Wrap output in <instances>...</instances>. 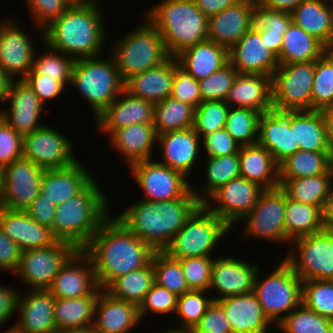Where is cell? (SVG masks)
<instances>
[{
	"label": "cell",
	"instance_id": "obj_26",
	"mask_svg": "<svg viewBox=\"0 0 333 333\" xmlns=\"http://www.w3.org/2000/svg\"><path fill=\"white\" fill-rule=\"evenodd\" d=\"M157 144L158 148H161V158H163V161L158 163L177 170L188 178L191 169L196 165L198 155L201 153L200 148H202L201 137L194 128L160 134Z\"/></svg>",
	"mask_w": 333,
	"mask_h": 333
},
{
	"label": "cell",
	"instance_id": "obj_69",
	"mask_svg": "<svg viewBox=\"0 0 333 333\" xmlns=\"http://www.w3.org/2000/svg\"><path fill=\"white\" fill-rule=\"evenodd\" d=\"M306 0H256L264 8L291 13Z\"/></svg>",
	"mask_w": 333,
	"mask_h": 333
},
{
	"label": "cell",
	"instance_id": "obj_55",
	"mask_svg": "<svg viewBox=\"0 0 333 333\" xmlns=\"http://www.w3.org/2000/svg\"><path fill=\"white\" fill-rule=\"evenodd\" d=\"M238 71L228 62L205 79L199 80L202 101H225Z\"/></svg>",
	"mask_w": 333,
	"mask_h": 333
},
{
	"label": "cell",
	"instance_id": "obj_77",
	"mask_svg": "<svg viewBox=\"0 0 333 333\" xmlns=\"http://www.w3.org/2000/svg\"><path fill=\"white\" fill-rule=\"evenodd\" d=\"M3 174H4V167L0 165V199L2 197V191H3Z\"/></svg>",
	"mask_w": 333,
	"mask_h": 333
},
{
	"label": "cell",
	"instance_id": "obj_16",
	"mask_svg": "<svg viewBox=\"0 0 333 333\" xmlns=\"http://www.w3.org/2000/svg\"><path fill=\"white\" fill-rule=\"evenodd\" d=\"M69 137L44 124L23 136V157L44 170L59 169L78 160Z\"/></svg>",
	"mask_w": 333,
	"mask_h": 333
},
{
	"label": "cell",
	"instance_id": "obj_44",
	"mask_svg": "<svg viewBox=\"0 0 333 333\" xmlns=\"http://www.w3.org/2000/svg\"><path fill=\"white\" fill-rule=\"evenodd\" d=\"M205 162V186L201 188V191L198 190L199 192L191 187L201 203H204L219 187L240 176L239 154L207 157Z\"/></svg>",
	"mask_w": 333,
	"mask_h": 333
},
{
	"label": "cell",
	"instance_id": "obj_76",
	"mask_svg": "<svg viewBox=\"0 0 333 333\" xmlns=\"http://www.w3.org/2000/svg\"><path fill=\"white\" fill-rule=\"evenodd\" d=\"M330 175H331V181L333 185V153H330L329 155V168H328Z\"/></svg>",
	"mask_w": 333,
	"mask_h": 333
},
{
	"label": "cell",
	"instance_id": "obj_39",
	"mask_svg": "<svg viewBox=\"0 0 333 333\" xmlns=\"http://www.w3.org/2000/svg\"><path fill=\"white\" fill-rule=\"evenodd\" d=\"M99 296L55 299L54 321L58 331L86 332L94 323L95 305Z\"/></svg>",
	"mask_w": 333,
	"mask_h": 333
},
{
	"label": "cell",
	"instance_id": "obj_80",
	"mask_svg": "<svg viewBox=\"0 0 333 333\" xmlns=\"http://www.w3.org/2000/svg\"><path fill=\"white\" fill-rule=\"evenodd\" d=\"M54 333H76V332H69V331H55Z\"/></svg>",
	"mask_w": 333,
	"mask_h": 333
},
{
	"label": "cell",
	"instance_id": "obj_23",
	"mask_svg": "<svg viewBox=\"0 0 333 333\" xmlns=\"http://www.w3.org/2000/svg\"><path fill=\"white\" fill-rule=\"evenodd\" d=\"M55 297L48 290H30L19 294L16 312L19 318L13 324L16 333H54Z\"/></svg>",
	"mask_w": 333,
	"mask_h": 333
},
{
	"label": "cell",
	"instance_id": "obj_25",
	"mask_svg": "<svg viewBox=\"0 0 333 333\" xmlns=\"http://www.w3.org/2000/svg\"><path fill=\"white\" fill-rule=\"evenodd\" d=\"M265 45L260 33L250 29L229 50V62L238 73L272 76L279 62Z\"/></svg>",
	"mask_w": 333,
	"mask_h": 333
},
{
	"label": "cell",
	"instance_id": "obj_7",
	"mask_svg": "<svg viewBox=\"0 0 333 333\" xmlns=\"http://www.w3.org/2000/svg\"><path fill=\"white\" fill-rule=\"evenodd\" d=\"M111 52L123 82L170 57L161 34L147 19L119 39Z\"/></svg>",
	"mask_w": 333,
	"mask_h": 333
},
{
	"label": "cell",
	"instance_id": "obj_4",
	"mask_svg": "<svg viewBox=\"0 0 333 333\" xmlns=\"http://www.w3.org/2000/svg\"><path fill=\"white\" fill-rule=\"evenodd\" d=\"M94 178L79 194L56 205L51 231L58 241L83 250L110 216L108 198Z\"/></svg>",
	"mask_w": 333,
	"mask_h": 333
},
{
	"label": "cell",
	"instance_id": "obj_61",
	"mask_svg": "<svg viewBox=\"0 0 333 333\" xmlns=\"http://www.w3.org/2000/svg\"><path fill=\"white\" fill-rule=\"evenodd\" d=\"M189 332L232 333V326L223 307L217 301H212L205 314Z\"/></svg>",
	"mask_w": 333,
	"mask_h": 333
},
{
	"label": "cell",
	"instance_id": "obj_29",
	"mask_svg": "<svg viewBox=\"0 0 333 333\" xmlns=\"http://www.w3.org/2000/svg\"><path fill=\"white\" fill-rule=\"evenodd\" d=\"M84 165L78 159L70 166L45 170L40 193L55 205L62 204L79 194L95 178Z\"/></svg>",
	"mask_w": 333,
	"mask_h": 333
},
{
	"label": "cell",
	"instance_id": "obj_46",
	"mask_svg": "<svg viewBox=\"0 0 333 333\" xmlns=\"http://www.w3.org/2000/svg\"><path fill=\"white\" fill-rule=\"evenodd\" d=\"M330 152L298 150L279 164V179H298L325 174Z\"/></svg>",
	"mask_w": 333,
	"mask_h": 333
},
{
	"label": "cell",
	"instance_id": "obj_48",
	"mask_svg": "<svg viewBox=\"0 0 333 333\" xmlns=\"http://www.w3.org/2000/svg\"><path fill=\"white\" fill-rule=\"evenodd\" d=\"M276 328L283 331L282 333H333V320L321 316L301 304Z\"/></svg>",
	"mask_w": 333,
	"mask_h": 333
},
{
	"label": "cell",
	"instance_id": "obj_57",
	"mask_svg": "<svg viewBox=\"0 0 333 333\" xmlns=\"http://www.w3.org/2000/svg\"><path fill=\"white\" fill-rule=\"evenodd\" d=\"M178 296L163 286L154 283L139 305V316L143 320L146 314H175Z\"/></svg>",
	"mask_w": 333,
	"mask_h": 333
},
{
	"label": "cell",
	"instance_id": "obj_71",
	"mask_svg": "<svg viewBox=\"0 0 333 333\" xmlns=\"http://www.w3.org/2000/svg\"><path fill=\"white\" fill-rule=\"evenodd\" d=\"M323 115L330 153H333V106L320 110Z\"/></svg>",
	"mask_w": 333,
	"mask_h": 333
},
{
	"label": "cell",
	"instance_id": "obj_50",
	"mask_svg": "<svg viewBox=\"0 0 333 333\" xmlns=\"http://www.w3.org/2000/svg\"><path fill=\"white\" fill-rule=\"evenodd\" d=\"M151 261L155 274V283L165 287L177 296L190 291L178 260L171 259L164 252H155Z\"/></svg>",
	"mask_w": 333,
	"mask_h": 333
},
{
	"label": "cell",
	"instance_id": "obj_78",
	"mask_svg": "<svg viewBox=\"0 0 333 333\" xmlns=\"http://www.w3.org/2000/svg\"><path fill=\"white\" fill-rule=\"evenodd\" d=\"M94 0H68L71 4H83V3H88Z\"/></svg>",
	"mask_w": 333,
	"mask_h": 333
},
{
	"label": "cell",
	"instance_id": "obj_30",
	"mask_svg": "<svg viewBox=\"0 0 333 333\" xmlns=\"http://www.w3.org/2000/svg\"><path fill=\"white\" fill-rule=\"evenodd\" d=\"M141 319L137 305L115 299L104 290L95 305L94 333H128Z\"/></svg>",
	"mask_w": 333,
	"mask_h": 333
},
{
	"label": "cell",
	"instance_id": "obj_56",
	"mask_svg": "<svg viewBox=\"0 0 333 333\" xmlns=\"http://www.w3.org/2000/svg\"><path fill=\"white\" fill-rule=\"evenodd\" d=\"M178 261L190 290L209 291L214 262L212 256L190 257Z\"/></svg>",
	"mask_w": 333,
	"mask_h": 333
},
{
	"label": "cell",
	"instance_id": "obj_60",
	"mask_svg": "<svg viewBox=\"0 0 333 333\" xmlns=\"http://www.w3.org/2000/svg\"><path fill=\"white\" fill-rule=\"evenodd\" d=\"M171 96L175 100L187 103L195 109L202 102L199 90V81L181 69L176 58L175 76L173 79Z\"/></svg>",
	"mask_w": 333,
	"mask_h": 333
},
{
	"label": "cell",
	"instance_id": "obj_36",
	"mask_svg": "<svg viewBox=\"0 0 333 333\" xmlns=\"http://www.w3.org/2000/svg\"><path fill=\"white\" fill-rule=\"evenodd\" d=\"M240 176L259 184L264 189L280 186L279 164L259 143L244 145L239 150Z\"/></svg>",
	"mask_w": 333,
	"mask_h": 333
},
{
	"label": "cell",
	"instance_id": "obj_72",
	"mask_svg": "<svg viewBox=\"0 0 333 333\" xmlns=\"http://www.w3.org/2000/svg\"><path fill=\"white\" fill-rule=\"evenodd\" d=\"M14 80L0 66V103L6 101L10 87Z\"/></svg>",
	"mask_w": 333,
	"mask_h": 333
},
{
	"label": "cell",
	"instance_id": "obj_1",
	"mask_svg": "<svg viewBox=\"0 0 333 333\" xmlns=\"http://www.w3.org/2000/svg\"><path fill=\"white\" fill-rule=\"evenodd\" d=\"M108 216L83 251L91 258L99 287L146 267L155 251L135 236L119 219Z\"/></svg>",
	"mask_w": 333,
	"mask_h": 333
},
{
	"label": "cell",
	"instance_id": "obj_22",
	"mask_svg": "<svg viewBox=\"0 0 333 333\" xmlns=\"http://www.w3.org/2000/svg\"><path fill=\"white\" fill-rule=\"evenodd\" d=\"M154 106V103L123 90L95 119L96 128L110 137L117 129L129 125L154 124Z\"/></svg>",
	"mask_w": 333,
	"mask_h": 333
},
{
	"label": "cell",
	"instance_id": "obj_6",
	"mask_svg": "<svg viewBox=\"0 0 333 333\" xmlns=\"http://www.w3.org/2000/svg\"><path fill=\"white\" fill-rule=\"evenodd\" d=\"M76 59L70 84L89 102L96 119L124 90L113 56Z\"/></svg>",
	"mask_w": 333,
	"mask_h": 333
},
{
	"label": "cell",
	"instance_id": "obj_13",
	"mask_svg": "<svg viewBox=\"0 0 333 333\" xmlns=\"http://www.w3.org/2000/svg\"><path fill=\"white\" fill-rule=\"evenodd\" d=\"M286 192L279 186L274 189H265L258 199L255 207L246 214L241 221L245 223V236L276 242L275 244L290 240L285 231Z\"/></svg>",
	"mask_w": 333,
	"mask_h": 333
},
{
	"label": "cell",
	"instance_id": "obj_28",
	"mask_svg": "<svg viewBox=\"0 0 333 333\" xmlns=\"http://www.w3.org/2000/svg\"><path fill=\"white\" fill-rule=\"evenodd\" d=\"M256 0H241L208 17V40L230 50L250 30Z\"/></svg>",
	"mask_w": 333,
	"mask_h": 333
},
{
	"label": "cell",
	"instance_id": "obj_15",
	"mask_svg": "<svg viewBox=\"0 0 333 333\" xmlns=\"http://www.w3.org/2000/svg\"><path fill=\"white\" fill-rule=\"evenodd\" d=\"M264 190L259 184L239 176L219 187L202 204L232 228L255 207ZM212 203L216 205L214 208Z\"/></svg>",
	"mask_w": 333,
	"mask_h": 333
},
{
	"label": "cell",
	"instance_id": "obj_2",
	"mask_svg": "<svg viewBox=\"0 0 333 333\" xmlns=\"http://www.w3.org/2000/svg\"><path fill=\"white\" fill-rule=\"evenodd\" d=\"M201 204L191 188L182 198L169 201L139 199L115 217L155 252H163Z\"/></svg>",
	"mask_w": 333,
	"mask_h": 333
},
{
	"label": "cell",
	"instance_id": "obj_79",
	"mask_svg": "<svg viewBox=\"0 0 333 333\" xmlns=\"http://www.w3.org/2000/svg\"><path fill=\"white\" fill-rule=\"evenodd\" d=\"M12 328L13 327H10L7 331H4L3 333H16Z\"/></svg>",
	"mask_w": 333,
	"mask_h": 333
},
{
	"label": "cell",
	"instance_id": "obj_12",
	"mask_svg": "<svg viewBox=\"0 0 333 333\" xmlns=\"http://www.w3.org/2000/svg\"><path fill=\"white\" fill-rule=\"evenodd\" d=\"M77 251L74 245L58 240L49 247L25 250L14 274L29 290H48L60 269Z\"/></svg>",
	"mask_w": 333,
	"mask_h": 333
},
{
	"label": "cell",
	"instance_id": "obj_10",
	"mask_svg": "<svg viewBox=\"0 0 333 333\" xmlns=\"http://www.w3.org/2000/svg\"><path fill=\"white\" fill-rule=\"evenodd\" d=\"M291 243L296 248L289 247L284 259L302 281L333 280V232L323 230Z\"/></svg>",
	"mask_w": 333,
	"mask_h": 333
},
{
	"label": "cell",
	"instance_id": "obj_42",
	"mask_svg": "<svg viewBox=\"0 0 333 333\" xmlns=\"http://www.w3.org/2000/svg\"><path fill=\"white\" fill-rule=\"evenodd\" d=\"M280 187L290 199L324 210L326 201L333 189L329 170L325 174L298 179H279Z\"/></svg>",
	"mask_w": 333,
	"mask_h": 333
},
{
	"label": "cell",
	"instance_id": "obj_5",
	"mask_svg": "<svg viewBox=\"0 0 333 333\" xmlns=\"http://www.w3.org/2000/svg\"><path fill=\"white\" fill-rule=\"evenodd\" d=\"M146 13V19L161 34L172 57L208 40V17L193 0H163Z\"/></svg>",
	"mask_w": 333,
	"mask_h": 333
},
{
	"label": "cell",
	"instance_id": "obj_31",
	"mask_svg": "<svg viewBox=\"0 0 333 333\" xmlns=\"http://www.w3.org/2000/svg\"><path fill=\"white\" fill-rule=\"evenodd\" d=\"M232 326V333H267L274 326L265 316L257 296L250 293L229 296L217 301Z\"/></svg>",
	"mask_w": 333,
	"mask_h": 333
},
{
	"label": "cell",
	"instance_id": "obj_38",
	"mask_svg": "<svg viewBox=\"0 0 333 333\" xmlns=\"http://www.w3.org/2000/svg\"><path fill=\"white\" fill-rule=\"evenodd\" d=\"M295 146L311 152H330L323 115L318 110H291Z\"/></svg>",
	"mask_w": 333,
	"mask_h": 333
},
{
	"label": "cell",
	"instance_id": "obj_35",
	"mask_svg": "<svg viewBox=\"0 0 333 333\" xmlns=\"http://www.w3.org/2000/svg\"><path fill=\"white\" fill-rule=\"evenodd\" d=\"M178 65L196 80H202L229 62V50L213 41L197 43L175 56Z\"/></svg>",
	"mask_w": 333,
	"mask_h": 333
},
{
	"label": "cell",
	"instance_id": "obj_43",
	"mask_svg": "<svg viewBox=\"0 0 333 333\" xmlns=\"http://www.w3.org/2000/svg\"><path fill=\"white\" fill-rule=\"evenodd\" d=\"M154 283L155 274L151 261L146 267L117 277L104 291L115 299L130 302L139 307Z\"/></svg>",
	"mask_w": 333,
	"mask_h": 333
},
{
	"label": "cell",
	"instance_id": "obj_51",
	"mask_svg": "<svg viewBox=\"0 0 333 333\" xmlns=\"http://www.w3.org/2000/svg\"><path fill=\"white\" fill-rule=\"evenodd\" d=\"M333 106V56L323 53L315 61L312 110Z\"/></svg>",
	"mask_w": 333,
	"mask_h": 333
},
{
	"label": "cell",
	"instance_id": "obj_17",
	"mask_svg": "<svg viewBox=\"0 0 333 333\" xmlns=\"http://www.w3.org/2000/svg\"><path fill=\"white\" fill-rule=\"evenodd\" d=\"M44 171L25 157L4 166L0 207L25 211L39 195Z\"/></svg>",
	"mask_w": 333,
	"mask_h": 333
},
{
	"label": "cell",
	"instance_id": "obj_27",
	"mask_svg": "<svg viewBox=\"0 0 333 333\" xmlns=\"http://www.w3.org/2000/svg\"><path fill=\"white\" fill-rule=\"evenodd\" d=\"M0 227L22 251L49 247L57 241L50 227L37 223L22 210L0 207Z\"/></svg>",
	"mask_w": 333,
	"mask_h": 333
},
{
	"label": "cell",
	"instance_id": "obj_49",
	"mask_svg": "<svg viewBox=\"0 0 333 333\" xmlns=\"http://www.w3.org/2000/svg\"><path fill=\"white\" fill-rule=\"evenodd\" d=\"M260 115L250 108L230 107L225 129L241 146L258 143Z\"/></svg>",
	"mask_w": 333,
	"mask_h": 333
},
{
	"label": "cell",
	"instance_id": "obj_33",
	"mask_svg": "<svg viewBox=\"0 0 333 333\" xmlns=\"http://www.w3.org/2000/svg\"><path fill=\"white\" fill-rule=\"evenodd\" d=\"M174 76L175 57L170 56L162 64L127 79L124 90L156 104L171 96Z\"/></svg>",
	"mask_w": 333,
	"mask_h": 333
},
{
	"label": "cell",
	"instance_id": "obj_8",
	"mask_svg": "<svg viewBox=\"0 0 333 333\" xmlns=\"http://www.w3.org/2000/svg\"><path fill=\"white\" fill-rule=\"evenodd\" d=\"M258 272L260 268L255 277L253 292L265 316L276 327L302 304L303 281L285 259L263 280Z\"/></svg>",
	"mask_w": 333,
	"mask_h": 333
},
{
	"label": "cell",
	"instance_id": "obj_70",
	"mask_svg": "<svg viewBox=\"0 0 333 333\" xmlns=\"http://www.w3.org/2000/svg\"><path fill=\"white\" fill-rule=\"evenodd\" d=\"M261 39L266 43V47L274 53L277 57L280 54L281 45L283 41V35L281 32L270 31L265 29L264 31L259 32Z\"/></svg>",
	"mask_w": 333,
	"mask_h": 333
},
{
	"label": "cell",
	"instance_id": "obj_54",
	"mask_svg": "<svg viewBox=\"0 0 333 333\" xmlns=\"http://www.w3.org/2000/svg\"><path fill=\"white\" fill-rule=\"evenodd\" d=\"M229 108L225 101H202L195 109V132L202 138L225 128Z\"/></svg>",
	"mask_w": 333,
	"mask_h": 333
},
{
	"label": "cell",
	"instance_id": "obj_52",
	"mask_svg": "<svg viewBox=\"0 0 333 333\" xmlns=\"http://www.w3.org/2000/svg\"><path fill=\"white\" fill-rule=\"evenodd\" d=\"M208 291L190 290L178 296L175 319L178 320V328L190 331L200 318L205 314L213 299ZM181 325V326H180Z\"/></svg>",
	"mask_w": 333,
	"mask_h": 333
},
{
	"label": "cell",
	"instance_id": "obj_66",
	"mask_svg": "<svg viewBox=\"0 0 333 333\" xmlns=\"http://www.w3.org/2000/svg\"><path fill=\"white\" fill-rule=\"evenodd\" d=\"M25 211L37 223L51 228L55 217L56 205L44 198V195L39 192V195Z\"/></svg>",
	"mask_w": 333,
	"mask_h": 333
},
{
	"label": "cell",
	"instance_id": "obj_59",
	"mask_svg": "<svg viewBox=\"0 0 333 333\" xmlns=\"http://www.w3.org/2000/svg\"><path fill=\"white\" fill-rule=\"evenodd\" d=\"M29 8L33 23L41 30L43 40V29L54 19L59 18L71 5L68 0H25Z\"/></svg>",
	"mask_w": 333,
	"mask_h": 333
},
{
	"label": "cell",
	"instance_id": "obj_47",
	"mask_svg": "<svg viewBox=\"0 0 333 333\" xmlns=\"http://www.w3.org/2000/svg\"><path fill=\"white\" fill-rule=\"evenodd\" d=\"M43 45H45V53L36 57L35 52L32 69L28 74H41L44 78H54L61 82L65 87L68 84L70 85L75 59L50 48L44 42Z\"/></svg>",
	"mask_w": 333,
	"mask_h": 333
},
{
	"label": "cell",
	"instance_id": "obj_3",
	"mask_svg": "<svg viewBox=\"0 0 333 333\" xmlns=\"http://www.w3.org/2000/svg\"><path fill=\"white\" fill-rule=\"evenodd\" d=\"M98 1L71 4L43 29L42 42L75 60L100 56L107 43L104 14L97 5Z\"/></svg>",
	"mask_w": 333,
	"mask_h": 333
},
{
	"label": "cell",
	"instance_id": "obj_41",
	"mask_svg": "<svg viewBox=\"0 0 333 333\" xmlns=\"http://www.w3.org/2000/svg\"><path fill=\"white\" fill-rule=\"evenodd\" d=\"M286 237L292 241L325 230L323 209L290 199L286 194Z\"/></svg>",
	"mask_w": 333,
	"mask_h": 333
},
{
	"label": "cell",
	"instance_id": "obj_34",
	"mask_svg": "<svg viewBox=\"0 0 333 333\" xmlns=\"http://www.w3.org/2000/svg\"><path fill=\"white\" fill-rule=\"evenodd\" d=\"M158 135L154 124H133L117 129L110 137V145L128 163L151 160Z\"/></svg>",
	"mask_w": 333,
	"mask_h": 333
},
{
	"label": "cell",
	"instance_id": "obj_18",
	"mask_svg": "<svg viewBox=\"0 0 333 333\" xmlns=\"http://www.w3.org/2000/svg\"><path fill=\"white\" fill-rule=\"evenodd\" d=\"M48 291L55 299L99 296L103 291L97 282L91 258L78 250L60 269Z\"/></svg>",
	"mask_w": 333,
	"mask_h": 333
},
{
	"label": "cell",
	"instance_id": "obj_58",
	"mask_svg": "<svg viewBox=\"0 0 333 333\" xmlns=\"http://www.w3.org/2000/svg\"><path fill=\"white\" fill-rule=\"evenodd\" d=\"M291 22V13L264 8L255 2L251 13L250 29L254 32L269 29L284 35Z\"/></svg>",
	"mask_w": 333,
	"mask_h": 333
},
{
	"label": "cell",
	"instance_id": "obj_14",
	"mask_svg": "<svg viewBox=\"0 0 333 333\" xmlns=\"http://www.w3.org/2000/svg\"><path fill=\"white\" fill-rule=\"evenodd\" d=\"M128 168L144 193L141 199L146 201L162 202L182 198L192 187L181 172L152 159L133 163Z\"/></svg>",
	"mask_w": 333,
	"mask_h": 333
},
{
	"label": "cell",
	"instance_id": "obj_73",
	"mask_svg": "<svg viewBox=\"0 0 333 333\" xmlns=\"http://www.w3.org/2000/svg\"><path fill=\"white\" fill-rule=\"evenodd\" d=\"M323 213L325 230L333 232V189L326 201Z\"/></svg>",
	"mask_w": 333,
	"mask_h": 333
},
{
	"label": "cell",
	"instance_id": "obj_67",
	"mask_svg": "<svg viewBox=\"0 0 333 333\" xmlns=\"http://www.w3.org/2000/svg\"><path fill=\"white\" fill-rule=\"evenodd\" d=\"M19 291L0 284V327L16 312Z\"/></svg>",
	"mask_w": 333,
	"mask_h": 333
},
{
	"label": "cell",
	"instance_id": "obj_19",
	"mask_svg": "<svg viewBox=\"0 0 333 333\" xmlns=\"http://www.w3.org/2000/svg\"><path fill=\"white\" fill-rule=\"evenodd\" d=\"M18 24L15 19L0 20V66L13 80L27 76L36 52L32 38Z\"/></svg>",
	"mask_w": 333,
	"mask_h": 333
},
{
	"label": "cell",
	"instance_id": "obj_53",
	"mask_svg": "<svg viewBox=\"0 0 333 333\" xmlns=\"http://www.w3.org/2000/svg\"><path fill=\"white\" fill-rule=\"evenodd\" d=\"M302 304L333 320V280H308L302 283Z\"/></svg>",
	"mask_w": 333,
	"mask_h": 333
},
{
	"label": "cell",
	"instance_id": "obj_40",
	"mask_svg": "<svg viewBox=\"0 0 333 333\" xmlns=\"http://www.w3.org/2000/svg\"><path fill=\"white\" fill-rule=\"evenodd\" d=\"M325 52V46L293 22L283 35L279 64L316 61Z\"/></svg>",
	"mask_w": 333,
	"mask_h": 333
},
{
	"label": "cell",
	"instance_id": "obj_75",
	"mask_svg": "<svg viewBox=\"0 0 333 333\" xmlns=\"http://www.w3.org/2000/svg\"><path fill=\"white\" fill-rule=\"evenodd\" d=\"M168 330H163L162 332H159V333H190L188 330H184V329H180V328H172V329H169L167 328Z\"/></svg>",
	"mask_w": 333,
	"mask_h": 333
},
{
	"label": "cell",
	"instance_id": "obj_11",
	"mask_svg": "<svg viewBox=\"0 0 333 333\" xmlns=\"http://www.w3.org/2000/svg\"><path fill=\"white\" fill-rule=\"evenodd\" d=\"M315 61L279 64L272 75L273 107L281 110H312Z\"/></svg>",
	"mask_w": 333,
	"mask_h": 333
},
{
	"label": "cell",
	"instance_id": "obj_21",
	"mask_svg": "<svg viewBox=\"0 0 333 333\" xmlns=\"http://www.w3.org/2000/svg\"><path fill=\"white\" fill-rule=\"evenodd\" d=\"M9 109L0 110V116L17 133L25 136L43 127L41 113L44 105L24 80H14L6 101Z\"/></svg>",
	"mask_w": 333,
	"mask_h": 333
},
{
	"label": "cell",
	"instance_id": "obj_45",
	"mask_svg": "<svg viewBox=\"0 0 333 333\" xmlns=\"http://www.w3.org/2000/svg\"><path fill=\"white\" fill-rule=\"evenodd\" d=\"M195 108L168 96L154 106V127L157 135L193 128Z\"/></svg>",
	"mask_w": 333,
	"mask_h": 333
},
{
	"label": "cell",
	"instance_id": "obj_68",
	"mask_svg": "<svg viewBox=\"0 0 333 333\" xmlns=\"http://www.w3.org/2000/svg\"><path fill=\"white\" fill-rule=\"evenodd\" d=\"M195 5L201 10L206 16L210 17L222 10L236 4L241 0H193Z\"/></svg>",
	"mask_w": 333,
	"mask_h": 333
},
{
	"label": "cell",
	"instance_id": "obj_65",
	"mask_svg": "<svg viewBox=\"0 0 333 333\" xmlns=\"http://www.w3.org/2000/svg\"><path fill=\"white\" fill-rule=\"evenodd\" d=\"M22 252L21 248L7 237L0 227V270L14 274L18 270Z\"/></svg>",
	"mask_w": 333,
	"mask_h": 333
},
{
	"label": "cell",
	"instance_id": "obj_62",
	"mask_svg": "<svg viewBox=\"0 0 333 333\" xmlns=\"http://www.w3.org/2000/svg\"><path fill=\"white\" fill-rule=\"evenodd\" d=\"M21 157H23V136L0 116V165L4 167Z\"/></svg>",
	"mask_w": 333,
	"mask_h": 333
},
{
	"label": "cell",
	"instance_id": "obj_9",
	"mask_svg": "<svg viewBox=\"0 0 333 333\" xmlns=\"http://www.w3.org/2000/svg\"><path fill=\"white\" fill-rule=\"evenodd\" d=\"M229 229L222 219L201 204L163 252L174 260L211 256Z\"/></svg>",
	"mask_w": 333,
	"mask_h": 333
},
{
	"label": "cell",
	"instance_id": "obj_64",
	"mask_svg": "<svg viewBox=\"0 0 333 333\" xmlns=\"http://www.w3.org/2000/svg\"><path fill=\"white\" fill-rule=\"evenodd\" d=\"M38 96L43 105L49 100L58 98L67 88L54 78H44L41 74H27L23 79Z\"/></svg>",
	"mask_w": 333,
	"mask_h": 333
},
{
	"label": "cell",
	"instance_id": "obj_32",
	"mask_svg": "<svg viewBox=\"0 0 333 333\" xmlns=\"http://www.w3.org/2000/svg\"><path fill=\"white\" fill-rule=\"evenodd\" d=\"M225 102L230 107L250 108L260 114L273 107L272 76L238 73Z\"/></svg>",
	"mask_w": 333,
	"mask_h": 333
},
{
	"label": "cell",
	"instance_id": "obj_37",
	"mask_svg": "<svg viewBox=\"0 0 333 333\" xmlns=\"http://www.w3.org/2000/svg\"><path fill=\"white\" fill-rule=\"evenodd\" d=\"M292 22L324 46L333 32V0H306L292 12Z\"/></svg>",
	"mask_w": 333,
	"mask_h": 333
},
{
	"label": "cell",
	"instance_id": "obj_24",
	"mask_svg": "<svg viewBox=\"0 0 333 333\" xmlns=\"http://www.w3.org/2000/svg\"><path fill=\"white\" fill-rule=\"evenodd\" d=\"M290 117L291 110L272 107L259 118L258 143L272 154L278 164L300 150L295 146Z\"/></svg>",
	"mask_w": 333,
	"mask_h": 333
},
{
	"label": "cell",
	"instance_id": "obj_63",
	"mask_svg": "<svg viewBox=\"0 0 333 333\" xmlns=\"http://www.w3.org/2000/svg\"><path fill=\"white\" fill-rule=\"evenodd\" d=\"M207 157L239 154L241 145L223 128L201 138Z\"/></svg>",
	"mask_w": 333,
	"mask_h": 333
},
{
	"label": "cell",
	"instance_id": "obj_20",
	"mask_svg": "<svg viewBox=\"0 0 333 333\" xmlns=\"http://www.w3.org/2000/svg\"><path fill=\"white\" fill-rule=\"evenodd\" d=\"M217 256L212 265L209 285V290L215 289L216 292V296H211L213 301L254 290L255 277L260 268L257 264L249 263L244 259Z\"/></svg>",
	"mask_w": 333,
	"mask_h": 333
},
{
	"label": "cell",
	"instance_id": "obj_74",
	"mask_svg": "<svg viewBox=\"0 0 333 333\" xmlns=\"http://www.w3.org/2000/svg\"><path fill=\"white\" fill-rule=\"evenodd\" d=\"M325 53H328V54L333 56V32H332V35L330 37V40L325 45Z\"/></svg>",
	"mask_w": 333,
	"mask_h": 333
}]
</instances>
